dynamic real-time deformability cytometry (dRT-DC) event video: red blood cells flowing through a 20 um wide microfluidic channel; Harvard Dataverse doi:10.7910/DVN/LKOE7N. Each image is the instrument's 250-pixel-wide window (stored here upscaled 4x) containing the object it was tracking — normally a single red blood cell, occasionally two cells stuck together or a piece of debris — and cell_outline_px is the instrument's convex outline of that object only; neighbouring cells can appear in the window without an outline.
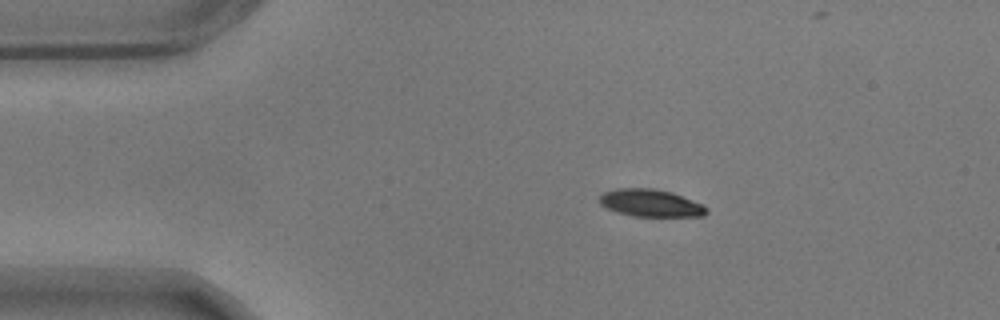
{"species": "common noctule bat (a hibernating species)", "species_latin": "Nyctalus noctula", "temperature_condition": "warm", "stored_images_in_passage": 49, "camera_frame_rate_fps": 3000, "um_per_image_px": 0.085, "animal": {"sex": "male", "body_mass_g": 17.9}, "frame": {"image": 1, "passage_image": 1, "time_ms": 0.0, "image_size_px": [1000, 320], "cell_outline_px": [[708, 212], [704, 216], [632, 216], [616, 212], [604, 208], [600, 204], [600, 196], [604, 192], [616, 188], [652, 188], [672, 192], [704, 204], [708, 208]], "centroid_in_image_um": [55.31, 17.26], "position_along_channel_um": 29.7, "area_um2": 17.28}}
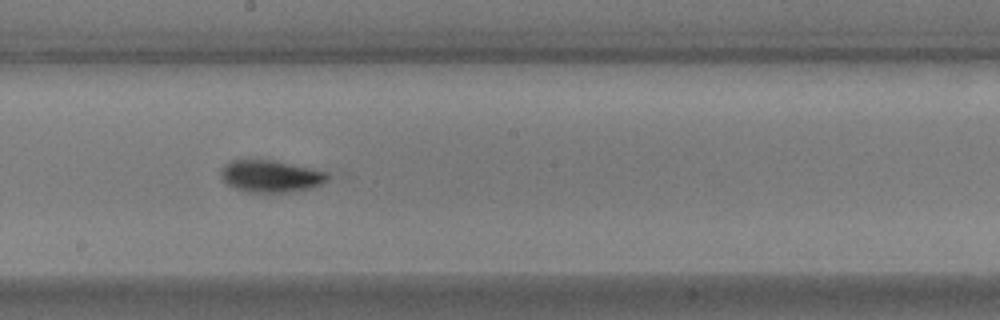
{"frame": {"image": 2, "passage_image": 22, "time_ms": 7.0, "image_size_px": [1000, 320], "cell_outline_px": [[332, 176], [328, 180], [312, 188], [288, 192], [248, 192], [236, 188], [228, 184], [220, 176], [220, 172], [224, 164], [232, 160], [272, 160], [312, 168], [328, 172]], "centroid_in_image_um": [23.05, 14.97], "position_along_channel_um": 225.2, "area_um2": 19.94}}
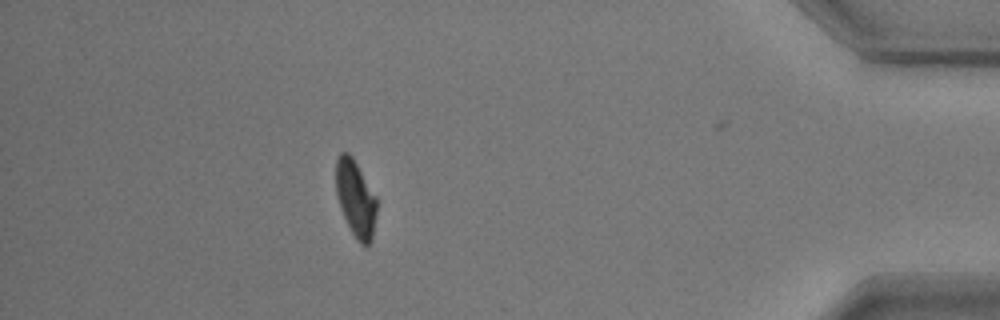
{"frame": {"image": 3, "passage_image": 42, "time_ms": 13.667, "image_size_px": [1000, 320], "cell_outline_px": [[376, 216], [372, 240], [368, 244], [360, 244], [356, 240], [344, 216], [336, 192], [336, 160], [340, 152], [348, 152], [352, 156], [376, 196]], "centroid_in_image_um": [30.23, 16.86], "position_along_channel_um": 405.0, "area_um2": 17.98}, "authors_computed_cell_mechanics": {"area_um2": 18.7272, "velocity_mm_per_s": 3.4595, "shape_relaxation_time_tau1_ms": 2.3482, "shape_relaxation_time_tau2_ms": 1.1431, "deformation_change_tau1": 0.1491, "deformation_change_tau2": 0.0504}}